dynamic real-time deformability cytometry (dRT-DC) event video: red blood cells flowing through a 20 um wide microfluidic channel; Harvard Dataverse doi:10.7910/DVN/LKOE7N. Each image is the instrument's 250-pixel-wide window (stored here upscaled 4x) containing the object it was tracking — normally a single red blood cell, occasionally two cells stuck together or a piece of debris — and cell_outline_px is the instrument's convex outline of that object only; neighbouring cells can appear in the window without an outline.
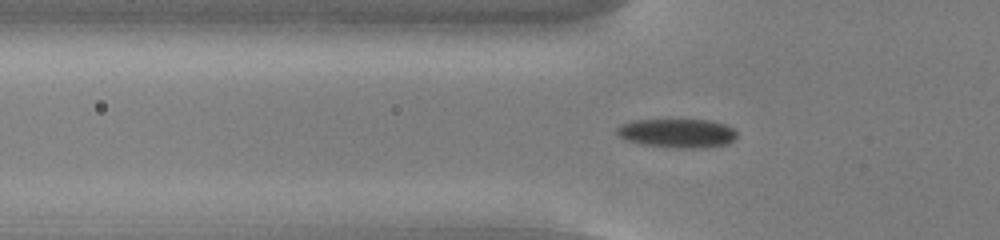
{"species": "common noctule bat (a hibernating species)", "species_latin": "Nyctalus noctula", "temperature_condition": "cold", "stored_images_in_passage": 55, "camera_frame_rate_fps": 3000, "um_per_image_px": 0.085, "animal": {"sex": "male", "body_mass_g": 13.0, "forearm_length_mm": 53.1}, "frame": {"image": 1, "passage_image": 19, "time_ms": 6.0, "image_size_px": [1000, 240], "cell_outline_px": [[736, 136], [728, 144], [704, 148], [672, 148], [640, 144], [624, 140], [616, 132], [616, 128], [620, 124], [632, 120], [708, 120], [724, 124], [732, 128], [736, 132]], "centroid_in_image_um": [57.52, 11.33], "position_along_channel_um": 68.3, "area_um2": 20.4}}
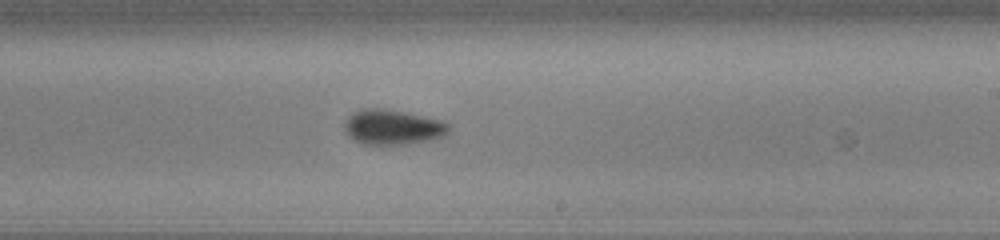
{"frame": {"image": 2, "passage_image": 34, "time_ms": 11.0, "image_size_px": [1000, 240], "cell_outline_px": [[448, 132], [444, 136], [432, 140], [404, 144], [364, 144], [348, 136], [344, 128], [344, 124], [352, 112], [364, 108], [376, 108], [400, 112], [440, 120], [448, 124]], "centroid_in_image_um": [33.35, 10.82], "position_along_channel_um": 255.7, "area_um2": 20.81}}
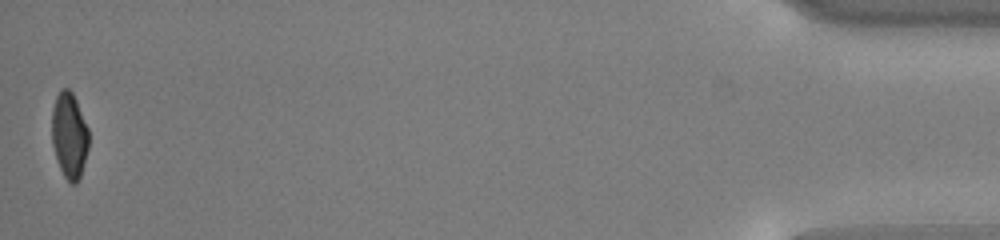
{"frame": {"image": 3, "passage_image": 55, "time_ms": 18.0, "image_size_px": [1000, 240], "cell_outline_px": [[88, 148], [84, 164], [80, 176], [76, 184], [72, 184], [64, 176], [60, 168], [52, 144], [52, 108], [56, 96], [60, 88], [68, 88], [72, 92], [76, 100], [88, 128]], "centroid_in_image_um": [5.88, 11.48], "position_along_channel_um": 429.3, "area_um2": 18.38}, "authors_computed_cell_mechanics": {"area_um2": 19.9988, "velocity_mm_per_s": 3.7757, "shape_relaxation_time_tau1_ms": 2.6892, "shape_relaxation_time_tau2_ms": 2.6843, "deformation_change_tau1": 0.1082, "deformation_change_tau2": 0.0713}}